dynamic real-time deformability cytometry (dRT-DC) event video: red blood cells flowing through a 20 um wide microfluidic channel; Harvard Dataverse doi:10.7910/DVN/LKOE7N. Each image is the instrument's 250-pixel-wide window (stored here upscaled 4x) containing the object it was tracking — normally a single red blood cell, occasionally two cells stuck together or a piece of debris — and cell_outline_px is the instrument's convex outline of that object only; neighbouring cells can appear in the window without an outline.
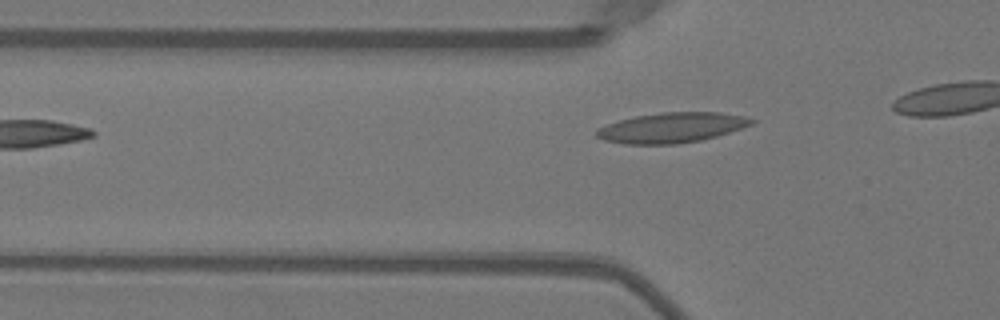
{"species": "Egyptian fruit bat (a non-hibernating species)", "species_latin": "Rousettus aegyptiacus", "temperature_condition": "warm", "stored_images_in_passage": 10, "camera_frame_rate_fps": 3000, "um_per_image_px": 0.085, "animal": {"sex": "female"}, "frame": {"image": 1, "passage_image": 4, "time_ms": 1.0, "image_size_px": [1000, 320], "cell_outline_px": [[756, 120], [752, 124], [716, 136], [700, 140], [676, 144], [624, 144], [604, 140], [596, 136], [596, 128], [620, 120], [636, 116], [660, 112], [720, 112], [744, 116]], "centroid_in_image_um": [57.07, 10.85], "position_along_channel_um": 68.7, "area_um2": 27.05}}
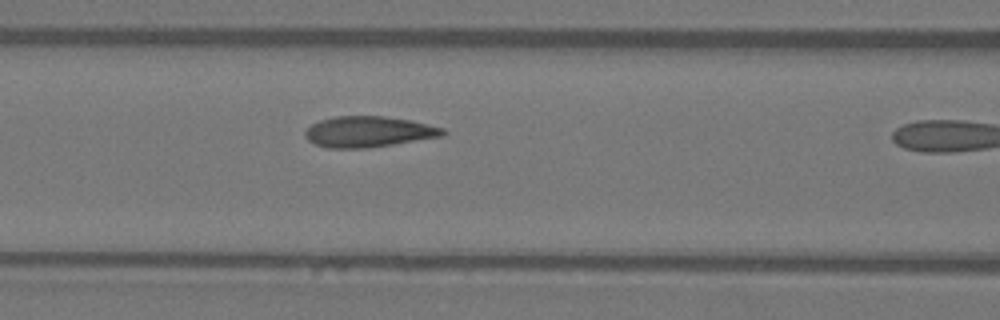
{"frame": {"image": 2, "passage_image": 9, "time_ms": 2.667, "image_size_px": [1000, 320], "cell_outline_px": [[448, 132], [444, 136], [368, 148], [328, 148], [316, 144], [308, 140], [304, 136], [304, 132], [312, 124], [320, 120], [336, 116], [384, 116], [412, 120], [444, 128]], "centroid_in_image_um": [31.36, 11.19], "position_along_channel_um": 135.2, "area_um2": 24.85}}